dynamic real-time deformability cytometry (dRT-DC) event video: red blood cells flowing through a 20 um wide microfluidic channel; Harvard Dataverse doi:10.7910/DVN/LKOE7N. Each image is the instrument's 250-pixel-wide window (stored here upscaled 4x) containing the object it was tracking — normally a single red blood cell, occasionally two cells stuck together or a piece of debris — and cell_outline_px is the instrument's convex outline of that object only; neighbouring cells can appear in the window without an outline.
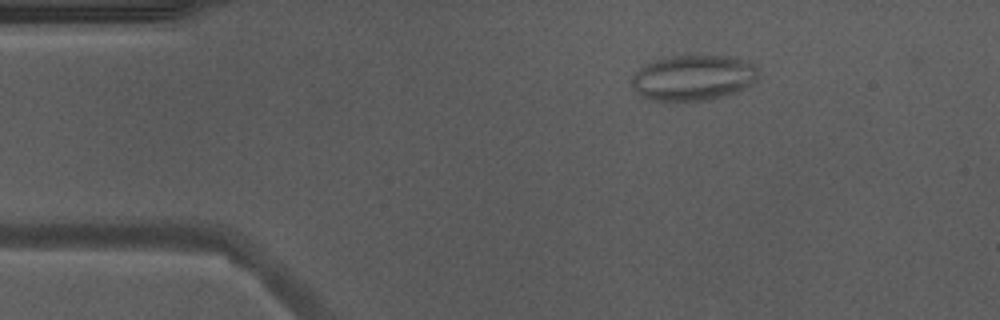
{"species": "Egyptian fruit bat (a non-hibernating species)", "species_latin": "Rousettus aegyptiacus", "temperature_condition": "warm", "stored_images_in_passage": 51, "camera_frame_rate_fps": 3000, "um_per_image_px": 0.085, "animal": {"sex": "male"}, "frame": {"image": 1, "passage_image": 8, "time_ms": 2.333, "image_size_px": [1000, 320], "cell_outline_px": [[756, 80], [744, 88], [728, 96], [712, 100], [652, 100], [640, 96], [632, 88], [632, 76], [644, 64], [652, 60], [664, 56], [684, 52], [700, 52], [728, 56], [752, 64], [756, 68]], "centroid_in_image_um": [58.87, 6.55], "position_along_channel_um": 26.1, "area_um2": 34.68}, "authors_computed_cell_mechanics": {"area_um2": 25.432, "velocity_mm_per_s": 3.949, "shape_relaxation_time_tau1_ms": null, "shape_relaxation_time_tau2_ms": 1.4748, "deformation_change_tau1": null, "deformation_change_tau2": 0.0863}}